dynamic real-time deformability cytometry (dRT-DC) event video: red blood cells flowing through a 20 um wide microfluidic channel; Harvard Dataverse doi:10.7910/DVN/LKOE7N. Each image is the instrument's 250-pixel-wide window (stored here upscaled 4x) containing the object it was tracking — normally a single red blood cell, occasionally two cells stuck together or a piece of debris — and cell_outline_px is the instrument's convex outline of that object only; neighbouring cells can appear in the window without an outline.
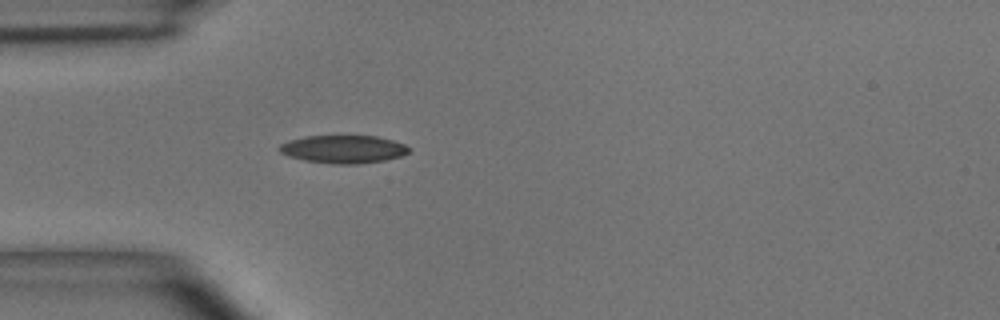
{"species": "common noctule bat (a hibernating species)", "species_latin": "Nyctalus noctula", "temperature_condition": "room temperature", "stored_images_in_passage": 37, "camera_frame_rate_fps": 3000, "um_per_image_px": 0.085, "animal": {"sex": "male", "body_mass_g": 15.6}, "frame": {"image": 1, "passage_image": 1, "time_ms": 0.0, "image_size_px": [1000, 320], "cell_outline_px": [[412, 148], [408, 152], [400, 156], [384, 160], [360, 164], [332, 164], [304, 160], [288, 156], [280, 152], [276, 148], [280, 144], [288, 140], [304, 136], [376, 136], [392, 140], [404, 144]], "centroid_in_image_um": [29.15, 12.68], "position_along_channel_um": 55.8, "area_um2": 21.21}}
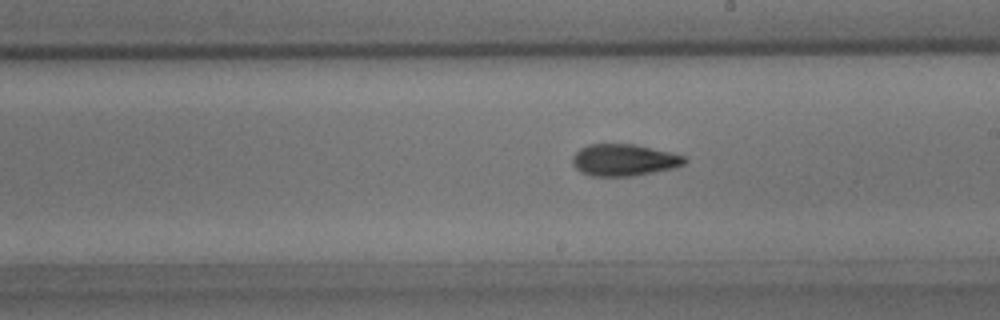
{"frame": {"image": 2, "passage_image": 15, "time_ms": 4.667, "image_size_px": [1000, 320], "cell_outline_px": [[688, 160], [684, 164], [672, 168], [632, 176], [592, 176], [580, 172], [572, 164], [572, 156], [580, 148], [588, 144], [636, 144], [684, 156]], "centroid_in_image_um": [52.99, 13.6], "position_along_channel_um": 236.0, "area_um2": 20.69}}
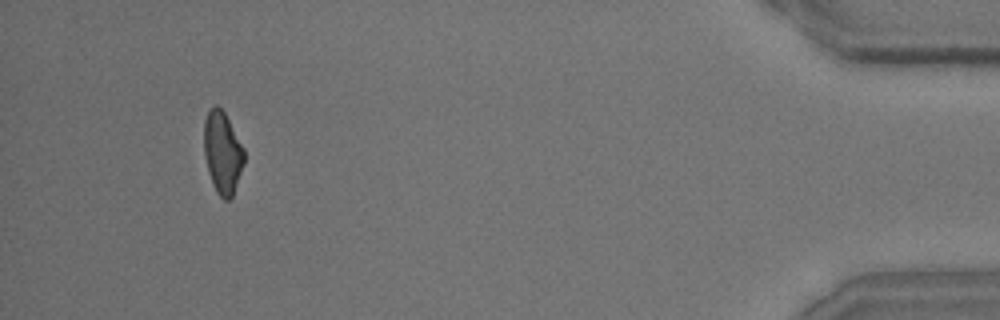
{"frame": {"image": 3, "passage_image": 34, "time_ms": 11.0, "image_size_px": [1000, 320], "cell_outline_px": [[244, 164], [232, 196], [228, 200], [224, 200], [216, 192], [212, 184], [208, 172], [204, 156], [204, 120], [208, 112], [216, 104], [224, 112], [244, 148]], "centroid_in_image_um": [18.9, 12.99], "position_along_channel_um": 416.3, "area_um2": 19.13}, "authors_computed_cell_mechanics": {"area_um2": 20.1722, "velocity_mm_per_s": 3.9402, "shape_relaxation_time_tau1_ms": 5.3915, "shape_relaxation_time_tau2_ms": 2.5675, "deformation_change_tau1": 0.1564, "deformation_change_tau2": 0.0923}}